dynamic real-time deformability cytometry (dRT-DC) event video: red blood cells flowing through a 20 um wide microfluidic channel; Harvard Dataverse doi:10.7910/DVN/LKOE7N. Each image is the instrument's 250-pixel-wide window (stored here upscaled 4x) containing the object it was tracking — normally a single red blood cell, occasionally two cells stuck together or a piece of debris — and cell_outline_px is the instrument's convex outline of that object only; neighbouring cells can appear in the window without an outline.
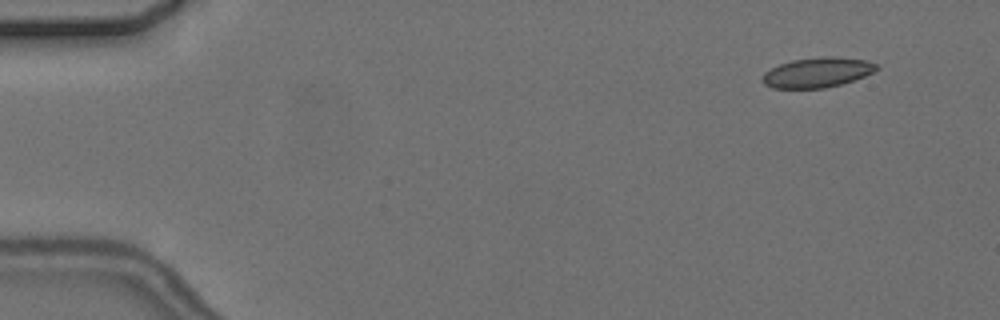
{"species": "common noctule bat (a hibernating species)", "species_latin": "Nyctalus noctula", "temperature_condition": "cold", "stored_images_in_passage": 7, "camera_frame_rate_fps": 3000, "um_per_image_px": 0.085, "animal": {"sex": "female", "body_mass_g": 24.6, "forearm_length_mm": 56.2}, "frame": {"image": 1, "passage_image": 2, "time_ms": 1.333, "image_size_px": [1000, 320], "cell_outline_px": [[880, 68], [864, 76], [840, 84], [824, 88], [772, 88], [764, 84], [760, 80], [760, 76], [764, 72], [780, 64], [792, 60], [824, 56], [836, 56], [868, 60], [880, 64]], "centroid_in_image_um": [69.47, 6.15], "position_along_channel_um": 15.5, "area_um2": 20.11}}
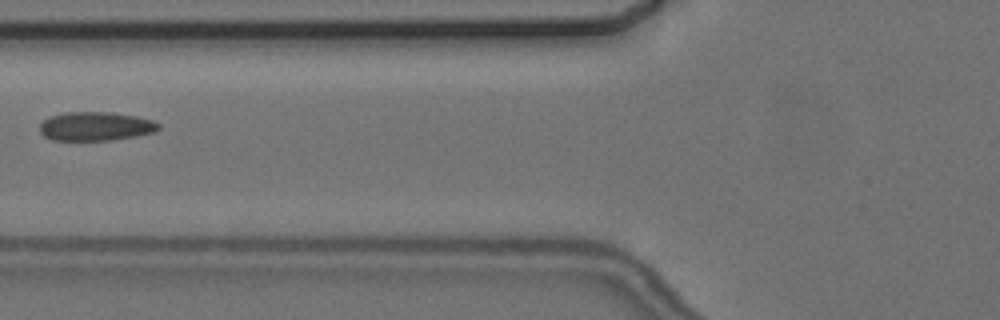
{"frame": {"image": 2, "passage_image": 6, "time_ms": 7.333, "image_size_px": [1000, 320], "cell_outline_px": [[160, 128], [152, 132], [136, 136], [112, 140], [52, 140], [44, 136], [40, 132], [40, 124], [48, 116], [64, 112], [112, 112], [136, 116], [152, 120], [160, 124]], "centroid_in_image_um": [8.1, 10.73], "position_along_channel_um": 117.7, "area_um2": 20.06}}
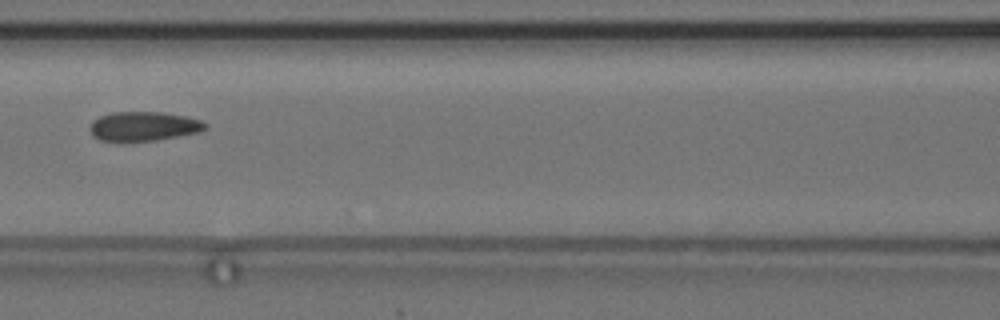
{"frame": {"image": 3, "passage_image": 7, "time_ms": 8.333, "image_size_px": [1000, 320], "cell_outline_px": [[208, 128], [200, 132], [156, 140], [120, 144], [100, 140], [92, 136], [88, 128], [92, 120], [100, 116], [112, 112], [164, 112], [184, 116], [200, 120], [208, 124]], "centroid_in_image_um": [12.14, 10.77], "position_along_channel_um": 154.5, "area_um2": 20.46}}